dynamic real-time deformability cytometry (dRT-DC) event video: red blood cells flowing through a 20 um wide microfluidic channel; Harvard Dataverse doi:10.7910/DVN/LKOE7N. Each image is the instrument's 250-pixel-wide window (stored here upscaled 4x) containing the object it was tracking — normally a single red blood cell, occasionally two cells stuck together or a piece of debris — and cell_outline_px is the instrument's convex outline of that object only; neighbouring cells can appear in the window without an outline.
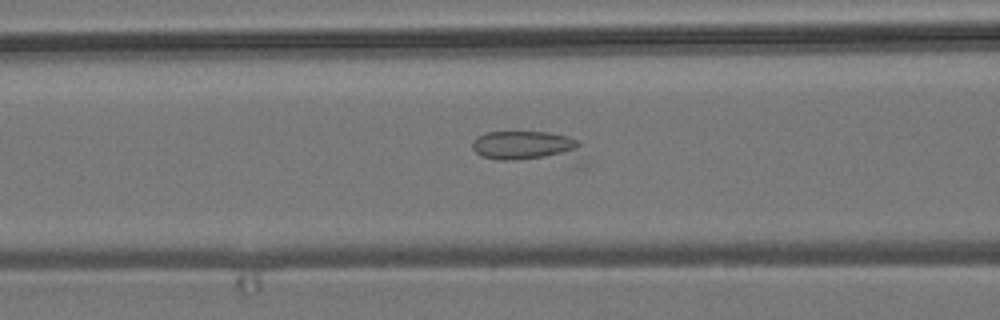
{"species": "common noctule bat (a hibernating species)", "species_latin": "Nyctalus noctula", "temperature_condition": "room temperature", "stored_images_in_passage": 33, "camera_frame_rate_fps": 3000, "um_per_image_px": 0.085, "animal": {"sex": "male", "body_mass_g": 19.2, "forearm_length_mm": 51.8}, "frame": {"image": 1, "passage_image": 5, "time_ms": 1.333, "image_size_px": [1000, 320], "cell_outline_px": [[580, 144], [576, 148], [544, 156], [512, 160], [496, 160], [480, 156], [472, 148], [472, 140], [476, 136], [484, 132], [548, 132], [568, 136], [580, 140]], "centroid_in_image_um": [44.32, 12.31], "position_along_channel_um": 122.3, "area_um2": 17.34}}
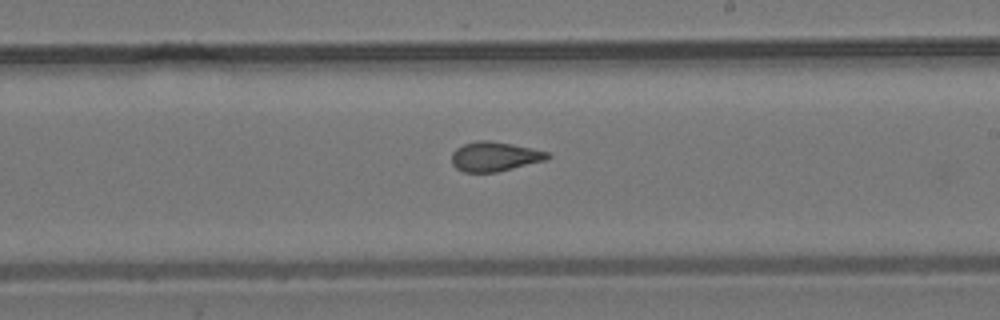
{"frame": {"image": 2, "passage_image": 15, "time_ms": 4.667, "image_size_px": [1000, 320], "cell_outline_px": [[552, 156], [544, 160], [496, 172], [464, 172], [456, 168], [452, 164], [452, 152], [456, 148], [464, 144], [476, 140], [488, 140], [512, 144], [532, 148], [548, 152]], "centroid_in_image_um": [42.01, 13.29], "position_along_channel_um": 247.0, "area_um2": 16.36}}
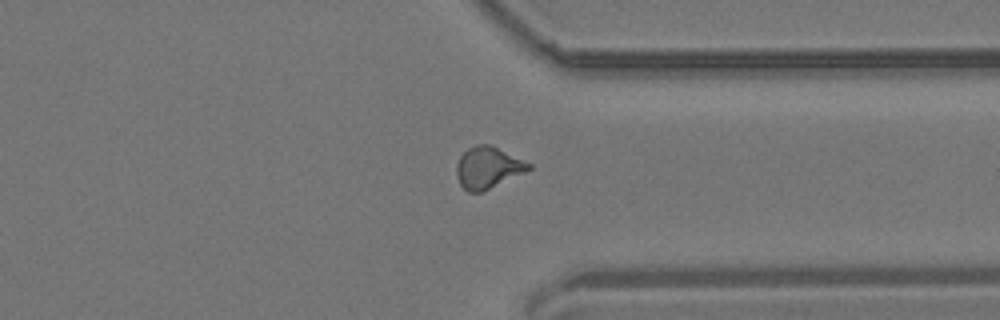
{"frame": {"image": 3, "passage_image": 25, "time_ms": 8.0, "image_size_px": [1000, 320], "cell_outline_px": [[532, 168], [484, 192], [468, 192], [460, 184], [456, 176], [456, 164], [460, 156], [468, 148], [476, 144], [492, 144], [532, 164]], "centroid_in_image_um": [41.46, 14.24], "position_along_channel_um": 369.9, "area_um2": 17.69}}